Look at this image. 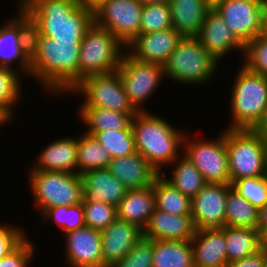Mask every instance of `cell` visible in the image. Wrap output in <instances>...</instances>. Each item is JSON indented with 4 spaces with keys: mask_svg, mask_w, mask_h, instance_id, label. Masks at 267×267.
Here are the masks:
<instances>
[{
    "mask_svg": "<svg viewBox=\"0 0 267 267\" xmlns=\"http://www.w3.org/2000/svg\"><path fill=\"white\" fill-rule=\"evenodd\" d=\"M80 46L81 41L30 35V79L38 81L49 96L65 97L79 82Z\"/></svg>",
    "mask_w": 267,
    "mask_h": 267,
    "instance_id": "6da1fadb",
    "label": "cell"
},
{
    "mask_svg": "<svg viewBox=\"0 0 267 267\" xmlns=\"http://www.w3.org/2000/svg\"><path fill=\"white\" fill-rule=\"evenodd\" d=\"M19 6L31 19L30 35L82 41L94 23L93 12L81 8L75 0H24Z\"/></svg>",
    "mask_w": 267,
    "mask_h": 267,
    "instance_id": "7a4b0ae2",
    "label": "cell"
},
{
    "mask_svg": "<svg viewBox=\"0 0 267 267\" xmlns=\"http://www.w3.org/2000/svg\"><path fill=\"white\" fill-rule=\"evenodd\" d=\"M166 118L148 112H138L132 118L136 151L161 174L183 152L186 132L175 128ZM183 130V131H182ZM181 149V150H180Z\"/></svg>",
    "mask_w": 267,
    "mask_h": 267,
    "instance_id": "3957f363",
    "label": "cell"
},
{
    "mask_svg": "<svg viewBox=\"0 0 267 267\" xmlns=\"http://www.w3.org/2000/svg\"><path fill=\"white\" fill-rule=\"evenodd\" d=\"M220 64L196 37H183L163 68L166 81L192 88L212 82Z\"/></svg>",
    "mask_w": 267,
    "mask_h": 267,
    "instance_id": "277c9868",
    "label": "cell"
},
{
    "mask_svg": "<svg viewBox=\"0 0 267 267\" xmlns=\"http://www.w3.org/2000/svg\"><path fill=\"white\" fill-rule=\"evenodd\" d=\"M230 91L231 120L226 129H252L267 107V77L238 68Z\"/></svg>",
    "mask_w": 267,
    "mask_h": 267,
    "instance_id": "5b68a950",
    "label": "cell"
},
{
    "mask_svg": "<svg viewBox=\"0 0 267 267\" xmlns=\"http://www.w3.org/2000/svg\"><path fill=\"white\" fill-rule=\"evenodd\" d=\"M231 184L267 175V141L252 129L225 128Z\"/></svg>",
    "mask_w": 267,
    "mask_h": 267,
    "instance_id": "8992f818",
    "label": "cell"
},
{
    "mask_svg": "<svg viewBox=\"0 0 267 267\" xmlns=\"http://www.w3.org/2000/svg\"><path fill=\"white\" fill-rule=\"evenodd\" d=\"M29 188L39 214L56 206H71L83 202L82 179L78 173L57 171H27Z\"/></svg>",
    "mask_w": 267,
    "mask_h": 267,
    "instance_id": "52a82bcc",
    "label": "cell"
},
{
    "mask_svg": "<svg viewBox=\"0 0 267 267\" xmlns=\"http://www.w3.org/2000/svg\"><path fill=\"white\" fill-rule=\"evenodd\" d=\"M125 51L126 47L114 34L93 23L81 41L79 81L91 75L115 72Z\"/></svg>",
    "mask_w": 267,
    "mask_h": 267,
    "instance_id": "ba28073f",
    "label": "cell"
},
{
    "mask_svg": "<svg viewBox=\"0 0 267 267\" xmlns=\"http://www.w3.org/2000/svg\"><path fill=\"white\" fill-rule=\"evenodd\" d=\"M67 94L68 96L74 94V97L84 98L79 107L106 108L128 113L132 117L138 113L128 99L116 71L84 77Z\"/></svg>",
    "mask_w": 267,
    "mask_h": 267,
    "instance_id": "9c48e42d",
    "label": "cell"
},
{
    "mask_svg": "<svg viewBox=\"0 0 267 267\" xmlns=\"http://www.w3.org/2000/svg\"><path fill=\"white\" fill-rule=\"evenodd\" d=\"M192 136L186 132L182 153L198 168L207 183L231 184L225 129L210 140Z\"/></svg>",
    "mask_w": 267,
    "mask_h": 267,
    "instance_id": "30bf717a",
    "label": "cell"
},
{
    "mask_svg": "<svg viewBox=\"0 0 267 267\" xmlns=\"http://www.w3.org/2000/svg\"><path fill=\"white\" fill-rule=\"evenodd\" d=\"M0 26V66L15 70L22 77H30V33L32 23L23 9ZM27 75V76H26Z\"/></svg>",
    "mask_w": 267,
    "mask_h": 267,
    "instance_id": "8fae6325",
    "label": "cell"
},
{
    "mask_svg": "<svg viewBox=\"0 0 267 267\" xmlns=\"http://www.w3.org/2000/svg\"><path fill=\"white\" fill-rule=\"evenodd\" d=\"M116 72L134 108L138 112H148L149 109L145 107L147 100L151 98L159 84H162V80H166L163 66L137 60L125 51Z\"/></svg>",
    "mask_w": 267,
    "mask_h": 267,
    "instance_id": "7c38bea8",
    "label": "cell"
},
{
    "mask_svg": "<svg viewBox=\"0 0 267 267\" xmlns=\"http://www.w3.org/2000/svg\"><path fill=\"white\" fill-rule=\"evenodd\" d=\"M142 7L138 0H106L93 12L94 24L110 31L126 47L140 34Z\"/></svg>",
    "mask_w": 267,
    "mask_h": 267,
    "instance_id": "4fadbf2b",
    "label": "cell"
},
{
    "mask_svg": "<svg viewBox=\"0 0 267 267\" xmlns=\"http://www.w3.org/2000/svg\"><path fill=\"white\" fill-rule=\"evenodd\" d=\"M213 8L244 45L262 33V0H223Z\"/></svg>",
    "mask_w": 267,
    "mask_h": 267,
    "instance_id": "5bb4252c",
    "label": "cell"
},
{
    "mask_svg": "<svg viewBox=\"0 0 267 267\" xmlns=\"http://www.w3.org/2000/svg\"><path fill=\"white\" fill-rule=\"evenodd\" d=\"M232 184L207 183L191 199V215L196 230L223 228L228 191Z\"/></svg>",
    "mask_w": 267,
    "mask_h": 267,
    "instance_id": "9a60e30c",
    "label": "cell"
},
{
    "mask_svg": "<svg viewBox=\"0 0 267 267\" xmlns=\"http://www.w3.org/2000/svg\"><path fill=\"white\" fill-rule=\"evenodd\" d=\"M64 235L65 264L69 267H102L101 231L84 226Z\"/></svg>",
    "mask_w": 267,
    "mask_h": 267,
    "instance_id": "2e32d148",
    "label": "cell"
},
{
    "mask_svg": "<svg viewBox=\"0 0 267 267\" xmlns=\"http://www.w3.org/2000/svg\"><path fill=\"white\" fill-rule=\"evenodd\" d=\"M196 38L218 62L225 60L226 55L234 51H239L243 56L244 44L213 7L206 13L204 23Z\"/></svg>",
    "mask_w": 267,
    "mask_h": 267,
    "instance_id": "e0dca14e",
    "label": "cell"
},
{
    "mask_svg": "<svg viewBox=\"0 0 267 267\" xmlns=\"http://www.w3.org/2000/svg\"><path fill=\"white\" fill-rule=\"evenodd\" d=\"M182 38L174 28L140 33L126 45V52L137 60L163 66Z\"/></svg>",
    "mask_w": 267,
    "mask_h": 267,
    "instance_id": "ac0fdd59",
    "label": "cell"
},
{
    "mask_svg": "<svg viewBox=\"0 0 267 267\" xmlns=\"http://www.w3.org/2000/svg\"><path fill=\"white\" fill-rule=\"evenodd\" d=\"M143 236V231L134 224L116 218L101 231L102 267H111L130 253Z\"/></svg>",
    "mask_w": 267,
    "mask_h": 267,
    "instance_id": "d6986e66",
    "label": "cell"
},
{
    "mask_svg": "<svg viewBox=\"0 0 267 267\" xmlns=\"http://www.w3.org/2000/svg\"><path fill=\"white\" fill-rule=\"evenodd\" d=\"M74 136L66 135L47 143L28 170L77 173L78 136Z\"/></svg>",
    "mask_w": 267,
    "mask_h": 267,
    "instance_id": "ffe728a7",
    "label": "cell"
},
{
    "mask_svg": "<svg viewBox=\"0 0 267 267\" xmlns=\"http://www.w3.org/2000/svg\"><path fill=\"white\" fill-rule=\"evenodd\" d=\"M191 245L194 267H228L226 226L196 230Z\"/></svg>",
    "mask_w": 267,
    "mask_h": 267,
    "instance_id": "44dd1931",
    "label": "cell"
},
{
    "mask_svg": "<svg viewBox=\"0 0 267 267\" xmlns=\"http://www.w3.org/2000/svg\"><path fill=\"white\" fill-rule=\"evenodd\" d=\"M107 169L128 190L147 188L159 175L139 152L112 158Z\"/></svg>",
    "mask_w": 267,
    "mask_h": 267,
    "instance_id": "7402d4cb",
    "label": "cell"
},
{
    "mask_svg": "<svg viewBox=\"0 0 267 267\" xmlns=\"http://www.w3.org/2000/svg\"><path fill=\"white\" fill-rule=\"evenodd\" d=\"M196 232L191 214L173 215L155 209L143 230L150 240H191Z\"/></svg>",
    "mask_w": 267,
    "mask_h": 267,
    "instance_id": "603a6c76",
    "label": "cell"
},
{
    "mask_svg": "<svg viewBox=\"0 0 267 267\" xmlns=\"http://www.w3.org/2000/svg\"><path fill=\"white\" fill-rule=\"evenodd\" d=\"M80 176L83 200H95L117 206L128 190L107 168L92 169Z\"/></svg>",
    "mask_w": 267,
    "mask_h": 267,
    "instance_id": "cb8c5ba5",
    "label": "cell"
},
{
    "mask_svg": "<svg viewBox=\"0 0 267 267\" xmlns=\"http://www.w3.org/2000/svg\"><path fill=\"white\" fill-rule=\"evenodd\" d=\"M156 209L153 185L144 189L127 190L116 206L117 218L136 225L142 231Z\"/></svg>",
    "mask_w": 267,
    "mask_h": 267,
    "instance_id": "d4e9b609",
    "label": "cell"
},
{
    "mask_svg": "<svg viewBox=\"0 0 267 267\" xmlns=\"http://www.w3.org/2000/svg\"><path fill=\"white\" fill-rule=\"evenodd\" d=\"M173 28L183 37H196L212 8L207 0H170Z\"/></svg>",
    "mask_w": 267,
    "mask_h": 267,
    "instance_id": "484cf974",
    "label": "cell"
},
{
    "mask_svg": "<svg viewBox=\"0 0 267 267\" xmlns=\"http://www.w3.org/2000/svg\"><path fill=\"white\" fill-rule=\"evenodd\" d=\"M78 118L86 127L84 132L93 136L96 132L106 130H125L132 123V116L128 113H122L100 107H79Z\"/></svg>",
    "mask_w": 267,
    "mask_h": 267,
    "instance_id": "4316f807",
    "label": "cell"
},
{
    "mask_svg": "<svg viewBox=\"0 0 267 267\" xmlns=\"http://www.w3.org/2000/svg\"><path fill=\"white\" fill-rule=\"evenodd\" d=\"M152 267H194L191 240H153Z\"/></svg>",
    "mask_w": 267,
    "mask_h": 267,
    "instance_id": "83f0119b",
    "label": "cell"
},
{
    "mask_svg": "<svg viewBox=\"0 0 267 267\" xmlns=\"http://www.w3.org/2000/svg\"><path fill=\"white\" fill-rule=\"evenodd\" d=\"M168 168H172L171 175L168 176L165 171L161 174L183 195L191 199L207 184L198 168L183 153Z\"/></svg>",
    "mask_w": 267,
    "mask_h": 267,
    "instance_id": "f1b7e54d",
    "label": "cell"
},
{
    "mask_svg": "<svg viewBox=\"0 0 267 267\" xmlns=\"http://www.w3.org/2000/svg\"><path fill=\"white\" fill-rule=\"evenodd\" d=\"M263 247L258 229L226 226L227 262L252 256Z\"/></svg>",
    "mask_w": 267,
    "mask_h": 267,
    "instance_id": "f546056e",
    "label": "cell"
},
{
    "mask_svg": "<svg viewBox=\"0 0 267 267\" xmlns=\"http://www.w3.org/2000/svg\"><path fill=\"white\" fill-rule=\"evenodd\" d=\"M20 74L15 70L7 67L0 66V113L12 124L17 114L15 110L18 109L15 106H19V102L22 103L23 99L22 79ZM16 108V109H15ZM14 109V110H13Z\"/></svg>",
    "mask_w": 267,
    "mask_h": 267,
    "instance_id": "4dcf8cb0",
    "label": "cell"
},
{
    "mask_svg": "<svg viewBox=\"0 0 267 267\" xmlns=\"http://www.w3.org/2000/svg\"><path fill=\"white\" fill-rule=\"evenodd\" d=\"M156 209L175 214H191V198L183 195L176 187L159 174L154 183Z\"/></svg>",
    "mask_w": 267,
    "mask_h": 267,
    "instance_id": "1f68e13d",
    "label": "cell"
},
{
    "mask_svg": "<svg viewBox=\"0 0 267 267\" xmlns=\"http://www.w3.org/2000/svg\"><path fill=\"white\" fill-rule=\"evenodd\" d=\"M259 210L234 188L228 191L225 208V226L257 229Z\"/></svg>",
    "mask_w": 267,
    "mask_h": 267,
    "instance_id": "d6a6232c",
    "label": "cell"
},
{
    "mask_svg": "<svg viewBox=\"0 0 267 267\" xmlns=\"http://www.w3.org/2000/svg\"><path fill=\"white\" fill-rule=\"evenodd\" d=\"M79 134L77 173L107 168L112 159L110 153L93 136L85 132Z\"/></svg>",
    "mask_w": 267,
    "mask_h": 267,
    "instance_id": "836d02e7",
    "label": "cell"
},
{
    "mask_svg": "<svg viewBox=\"0 0 267 267\" xmlns=\"http://www.w3.org/2000/svg\"><path fill=\"white\" fill-rule=\"evenodd\" d=\"M41 224L54 223L63 231L67 232L76 230L85 226L83 204L79 203L71 206H56L45 209L41 214ZM51 220V221H50ZM49 221V222H48Z\"/></svg>",
    "mask_w": 267,
    "mask_h": 267,
    "instance_id": "e575fe53",
    "label": "cell"
},
{
    "mask_svg": "<svg viewBox=\"0 0 267 267\" xmlns=\"http://www.w3.org/2000/svg\"><path fill=\"white\" fill-rule=\"evenodd\" d=\"M93 137L110 153L111 158L123 157L137 152L131 125L125 130L96 132Z\"/></svg>",
    "mask_w": 267,
    "mask_h": 267,
    "instance_id": "d590c367",
    "label": "cell"
},
{
    "mask_svg": "<svg viewBox=\"0 0 267 267\" xmlns=\"http://www.w3.org/2000/svg\"><path fill=\"white\" fill-rule=\"evenodd\" d=\"M169 28H173L169 3L143 5L140 33H152Z\"/></svg>",
    "mask_w": 267,
    "mask_h": 267,
    "instance_id": "8d00e7d4",
    "label": "cell"
},
{
    "mask_svg": "<svg viewBox=\"0 0 267 267\" xmlns=\"http://www.w3.org/2000/svg\"><path fill=\"white\" fill-rule=\"evenodd\" d=\"M85 226L102 231L116 218V206L95 200H83Z\"/></svg>",
    "mask_w": 267,
    "mask_h": 267,
    "instance_id": "74e56055",
    "label": "cell"
},
{
    "mask_svg": "<svg viewBox=\"0 0 267 267\" xmlns=\"http://www.w3.org/2000/svg\"><path fill=\"white\" fill-rule=\"evenodd\" d=\"M242 65L267 77V38L261 34L244 45Z\"/></svg>",
    "mask_w": 267,
    "mask_h": 267,
    "instance_id": "f35d334b",
    "label": "cell"
},
{
    "mask_svg": "<svg viewBox=\"0 0 267 267\" xmlns=\"http://www.w3.org/2000/svg\"><path fill=\"white\" fill-rule=\"evenodd\" d=\"M232 188L258 210L267 203V175L238 179Z\"/></svg>",
    "mask_w": 267,
    "mask_h": 267,
    "instance_id": "ab89813d",
    "label": "cell"
},
{
    "mask_svg": "<svg viewBox=\"0 0 267 267\" xmlns=\"http://www.w3.org/2000/svg\"><path fill=\"white\" fill-rule=\"evenodd\" d=\"M152 262L153 240L142 236L130 253L111 267H152Z\"/></svg>",
    "mask_w": 267,
    "mask_h": 267,
    "instance_id": "60d3db41",
    "label": "cell"
},
{
    "mask_svg": "<svg viewBox=\"0 0 267 267\" xmlns=\"http://www.w3.org/2000/svg\"><path fill=\"white\" fill-rule=\"evenodd\" d=\"M27 236L14 250L7 256L0 259V267H32V260L36 254L35 243Z\"/></svg>",
    "mask_w": 267,
    "mask_h": 267,
    "instance_id": "b9f144b4",
    "label": "cell"
},
{
    "mask_svg": "<svg viewBox=\"0 0 267 267\" xmlns=\"http://www.w3.org/2000/svg\"><path fill=\"white\" fill-rule=\"evenodd\" d=\"M28 235V232L21 226L2 222L0 224V259L7 256Z\"/></svg>",
    "mask_w": 267,
    "mask_h": 267,
    "instance_id": "7bdbcfd3",
    "label": "cell"
},
{
    "mask_svg": "<svg viewBox=\"0 0 267 267\" xmlns=\"http://www.w3.org/2000/svg\"><path fill=\"white\" fill-rule=\"evenodd\" d=\"M228 267H264V248L252 256L231 262Z\"/></svg>",
    "mask_w": 267,
    "mask_h": 267,
    "instance_id": "ee69618b",
    "label": "cell"
},
{
    "mask_svg": "<svg viewBox=\"0 0 267 267\" xmlns=\"http://www.w3.org/2000/svg\"><path fill=\"white\" fill-rule=\"evenodd\" d=\"M252 130L267 141V107L265 108L260 120L256 123Z\"/></svg>",
    "mask_w": 267,
    "mask_h": 267,
    "instance_id": "f6af8a7d",
    "label": "cell"
},
{
    "mask_svg": "<svg viewBox=\"0 0 267 267\" xmlns=\"http://www.w3.org/2000/svg\"><path fill=\"white\" fill-rule=\"evenodd\" d=\"M261 238L267 235V203L259 210V221L257 227Z\"/></svg>",
    "mask_w": 267,
    "mask_h": 267,
    "instance_id": "bcb514c9",
    "label": "cell"
},
{
    "mask_svg": "<svg viewBox=\"0 0 267 267\" xmlns=\"http://www.w3.org/2000/svg\"><path fill=\"white\" fill-rule=\"evenodd\" d=\"M106 0H75V2L83 9L91 12L96 11Z\"/></svg>",
    "mask_w": 267,
    "mask_h": 267,
    "instance_id": "7dc6e473",
    "label": "cell"
},
{
    "mask_svg": "<svg viewBox=\"0 0 267 267\" xmlns=\"http://www.w3.org/2000/svg\"><path fill=\"white\" fill-rule=\"evenodd\" d=\"M262 36L267 38V13H263Z\"/></svg>",
    "mask_w": 267,
    "mask_h": 267,
    "instance_id": "c3c4849f",
    "label": "cell"
},
{
    "mask_svg": "<svg viewBox=\"0 0 267 267\" xmlns=\"http://www.w3.org/2000/svg\"><path fill=\"white\" fill-rule=\"evenodd\" d=\"M142 5L154 3H169L170 0H138Z\"/></svg>",
    "mask_w": 267,
    "mask_h": 267,
    "instance_id": "681fc988",
    "label": "cell"
},
{
    "mask_svg": "<svg viewBox=\"0 0 267 267\" xmlns=\"http://www.w3.org/2000/svg\"><path fill=\"white\" fill-rule=\"evenodd\" d=\"M11 125L10 122L0 113V127ZM1 129V128H0Z\"/></svg>",
    "mask_w": 267,
    "mask_h": 267,
    "instance_id": "f907efd6",
    "label": "cell"
},
{
    "mask_svg": "<svg viewBox=\"0 0 267 267\" xmlns=\"http://www.w3.org/2000/svg\"><path fill=\"white\" fill-rule=\"evenodd\" d=\"M223 1V0H207L208 4L213 7L215 6L218 2Z\"/></svg>",
    "mask_w": 267,
    "mask_h": 267,
    "instance_id": "816d5d0a",
    "label": "cell"
},
{
    "mask_svg": "<svg viewBox=\"0 0 267 267\" xmlns=\"http://www.w3.org/2000/svg\"><path fill=\"white\" fill-rule=\"evenodd\" d=\"M263 12L267 13V0H262Z\"/></svg>",
    "mask_w": 267,
    "mask_h": 267,
    "instance_id": "f5cc1de1",
    "label": "cell"
},
{
    "mask_svg": "<svg viewBox=\"0 0 267 267\" xmlns=\"http://www.w3.org/2000/svg\"><path fill=\"white\" fill-rule=\"evenodd\" d=\"M264 267H267V250L264 249Z\"/></svg>",
    "mask_w": 267,
    "mask_h": 267,
    "instance_id": "db71d44e",
    "label": "cell"
},
{
    "mask_svg": "<svg viewBox=\"0 0 267 267\" xmlns=\"http://www.w3.org/2000/svg\"><path fill=\"white\" fill-rule=\"evenodd\" d=\"M262 240H263V248L267 250V235Z\"/></svg>",
    "mask_w": 267,
    "mask_h": 267,
    "instance_id": "11a10c76",
    "label": "cell"
},
{
    "mask_svg": "<svg viewBox=\"0 0 267 267\" xmlns=\"http://www.w3.org/2000/svg\"><path fill=\"white\" fill-rule=\"evenodd\" d=\"M22 1H24V0H18V4L17 5H19Z\"/></svg>",
    "mask_w": 267,
    "mask_h": 267,
    "instance_id": "9f6ffc18",
    "label": "cell"
}]
</instances>
